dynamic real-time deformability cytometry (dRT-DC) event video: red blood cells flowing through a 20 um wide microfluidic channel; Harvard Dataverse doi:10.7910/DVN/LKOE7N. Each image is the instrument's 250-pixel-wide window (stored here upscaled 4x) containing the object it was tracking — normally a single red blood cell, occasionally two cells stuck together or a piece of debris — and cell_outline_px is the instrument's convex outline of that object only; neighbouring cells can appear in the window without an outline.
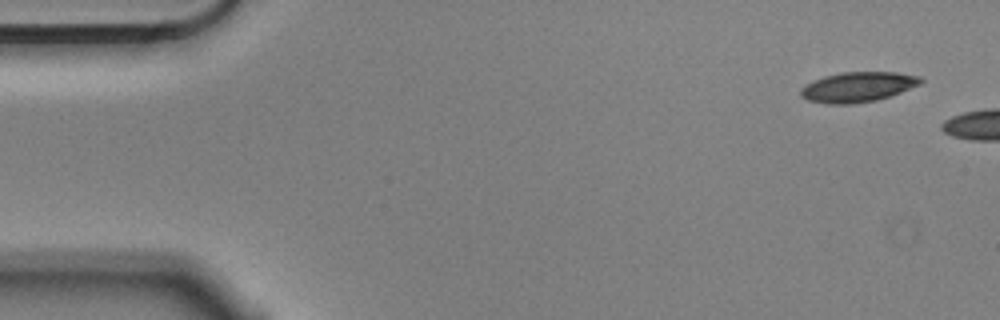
{"species": "Egyptian fruit bat (a non-hibernating species)", "species_latin": "Rousettus aegyptiacus", "temperature_condition": "cold", "stored_images_in_passage": 11, "camera_frame_rate_fps": 3000, "um_per_image_px": 0.085, "animal": {"sex": "male"}, "frame": {"image": 1, "passage_image": 1, "time_ms": 0.0, "image_size_px": [1000, 320], "cell_outline_px": [[924, 80], [920, 84], [900, 92], [876, 100], [852, 104], [828, 104], [808, 100], [800, 96], [800, 88], [812, 80], [824, 76], [840, 72], [896, 72], [920, 76]], "centroid_in_image_um": [72.88, 7.38], "position_along_channel_um": 12.1, "area_um2": 21.04}}
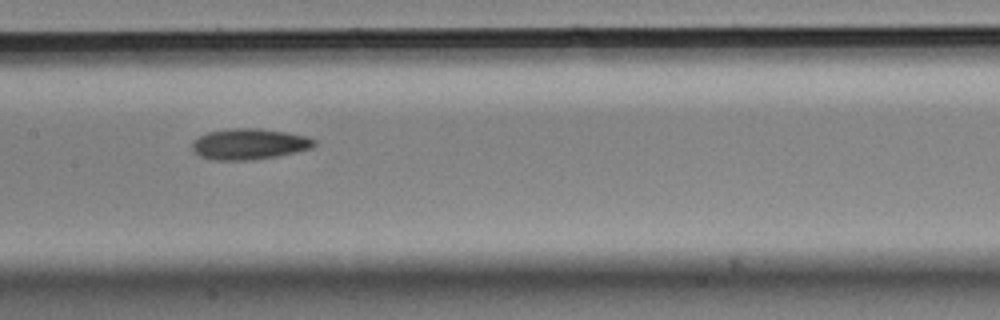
{"frame": {"image": 2, "passage_image": 8, "time_ms": 2.333, "image_size_px": [1000, 320], "cell_outline_px": [[316, 144], [312, 148], [296, 152], [276, 156], [252, 160], [216, 160], [200, 156], [192, 148], [192, 144], [200, 136], [208, 132], [228, 128], [260, 128], [308, 136], [316, 140]], "centroid_in_image_um": [21.22, 12.24], "position_along_channel_um": 186.2, "area_um2": 21.91}}
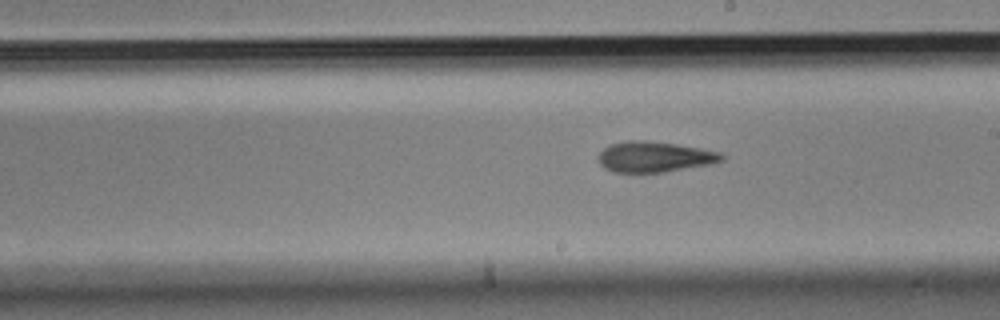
{"frame": {"image": 3, "passage_image": 10, "time_ms": 3.0, "image_size_px": [1000, 320], "cell_outline_px": [[724, 160], [708, 164], [664, 172], [612, 172], [604, 168], [600, 164], [596, 156], [608, 144], [628, 140], [644, 140], [676, 144], [700, 148], [720, 152], [724, 156]], "centroid_in_image_um": [55.57, 13.32], "position_along_channel_um": 233.4, "area_um2": 22.02}}